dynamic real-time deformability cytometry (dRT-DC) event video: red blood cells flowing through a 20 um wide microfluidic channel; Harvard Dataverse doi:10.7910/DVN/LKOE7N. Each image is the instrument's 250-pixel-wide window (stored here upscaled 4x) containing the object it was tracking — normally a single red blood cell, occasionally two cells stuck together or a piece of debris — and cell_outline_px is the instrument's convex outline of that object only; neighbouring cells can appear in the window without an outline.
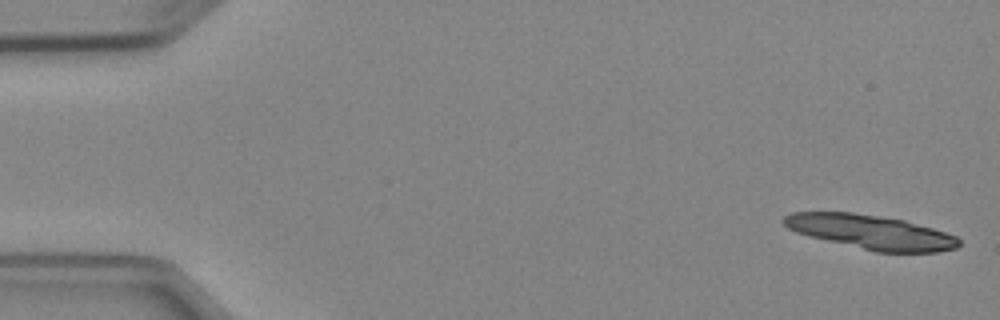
{"species": "Egyptian fruit bat (a non-hibernating species)", "species_latin": "Rousettus aegyptiacus", "temperature_condition": "cold", "stored_images_in_passage": 7, "segment_of_instrument_passage": [1, 2], "camera_frame_rate_fps": 3000, "um_per_image_px": 0.085, "animal": {"sex": "female"}, "frame": {"image": 1, "passage_image": 1, "time_ms": 0.0, "image_size_px": [1000, 320], "cell_outline_px": [[960, 244], [956, 248], [940, 252], [876, 252], [808, 236], [796, 232], [788, 228], [780, 220], [784, 216], [792, 212], [852, 212], [880, 216], [904, 220], [932, 228], [956, 236], [960, 240]], "centroid_in_image_um": [74.0, 19.72], "position_along_channel_um": 11.0, "area_um2": 34.85}}